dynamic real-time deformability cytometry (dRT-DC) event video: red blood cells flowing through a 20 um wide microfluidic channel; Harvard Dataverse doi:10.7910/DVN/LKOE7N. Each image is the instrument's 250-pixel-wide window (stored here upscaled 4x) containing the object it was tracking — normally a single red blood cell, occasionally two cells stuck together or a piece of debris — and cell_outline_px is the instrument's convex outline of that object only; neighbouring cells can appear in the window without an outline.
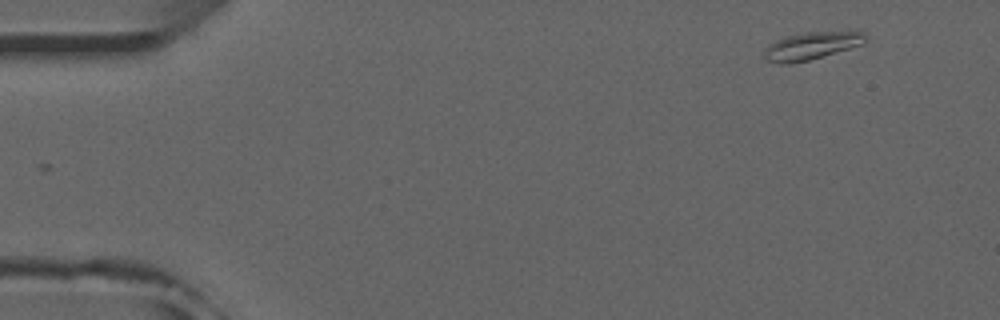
{"species": "common noctule bat (a hibernating species)", "species_latin": "Nyctalus noctula", "temperature_condition": "room temperature", "stored_images_in_passage": 49, "camera_frame_rate_fps": 3000, "um_per_image_px": 0.085, "animal": {"sex": "male", "forearm_length_mm": 52.5}, "frame": {"image": 1, "passage_image": 1, "time_ms": 0.0, "image_size_px": [1000, 320], "cell_outline_px": [[868, 40], [864, 44], [808, 60], [792, 64], [780, 64], [768, 60], [764, 56], [764, 48], [776, 40], [788, 36], [804, 32], [856, 28], [864, 32], [868, 36]], "centroid_in_image_um": [69.12, 3.83], "position_along_channel_um": 15.9, "area_um2": 16.99}}
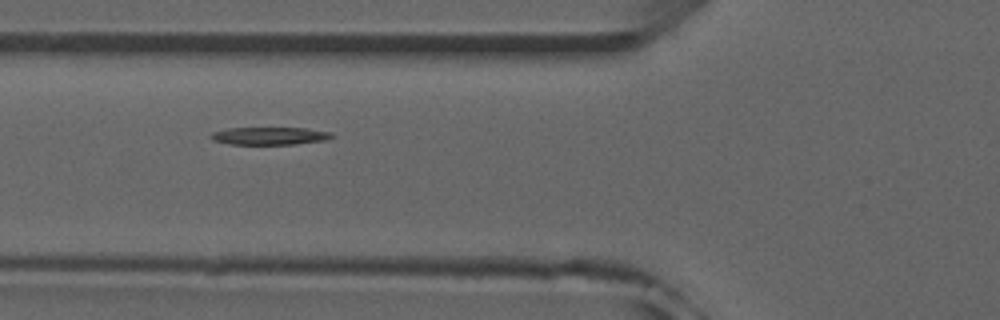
{"frame": {"image": 2, "passage_image": 16, "time_ms": 5.0, "image_size_px": [1000, 320], "cell_outline_px": [[332, 136], [328, 140], [292, 144], [228, 144], [212, 140], [208, 136], [212, 132], [228, 128], [304, 128], [332, 132]], "centroid_in_image_um": [22.88, 11.55], "position_along_channel_um": 102.9, "area_um2": 12.43}}
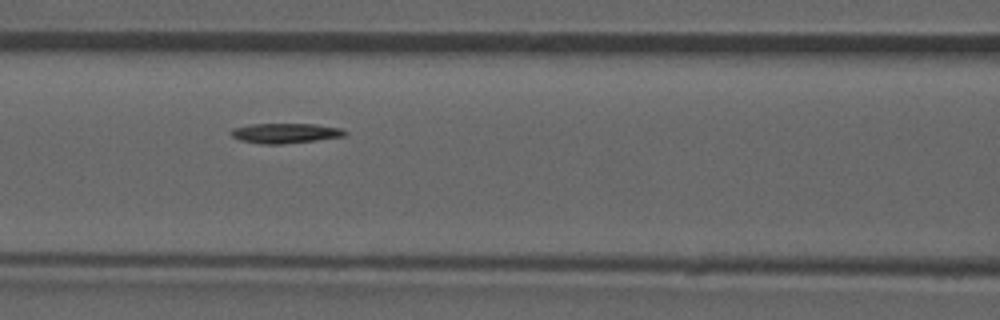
{"frame": {"image": 3, "passage_image": 19, "time_ms": 6.0, "image_size_px": [1000, 320], "cell_outline_px": [[348, 132], [344, 136], [316, 140], [280, 144], [260, 144], [240, 140], [232, 136], [232, 128], [252, 124], [316, 124], [340, 128]], "centroid_in_image_um": [24.25, 11.32], "position_along_channel_um": 142.3, "area_um2": 13.12}}